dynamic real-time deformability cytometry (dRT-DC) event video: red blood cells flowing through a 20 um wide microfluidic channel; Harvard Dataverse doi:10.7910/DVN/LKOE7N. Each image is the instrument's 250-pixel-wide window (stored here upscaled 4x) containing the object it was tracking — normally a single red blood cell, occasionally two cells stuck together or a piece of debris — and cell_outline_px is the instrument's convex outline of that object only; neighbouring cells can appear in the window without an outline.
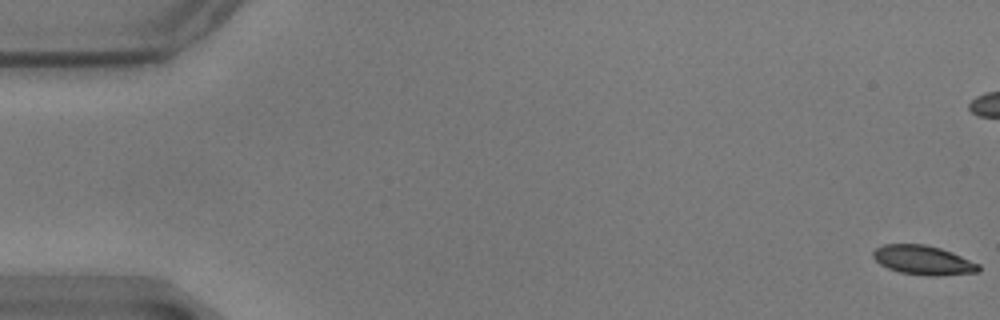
{"species": "common noctule bat (a hibernating species)", "species_latin": "Nyctalus noctula", "temperature_condition": "warm", "stored_images_in_passage": 19, "camera_frame_rate_fps": 3000, "um_per_image_px": 0.085, "animal": {"sex": "male", "body_mass_g": 17.9}, "frame": {"image": 1, "passage_image": 1, "time_ms": 0.0, "image_size_px": [1000, 320], "cell_outline_px": [[980, 272], [936, 276], [928, 276], [900, 272], [888, 268], [880, 264], [872, 256], [872, 252], [876, 248], [884, 244], [924, 244], [940, 248], [952, 252], [980, 264]], "centroid_in_image_um": [78.49, 22.11], "position_along_channel_um": 6.5, "area_um2": 18.03}}